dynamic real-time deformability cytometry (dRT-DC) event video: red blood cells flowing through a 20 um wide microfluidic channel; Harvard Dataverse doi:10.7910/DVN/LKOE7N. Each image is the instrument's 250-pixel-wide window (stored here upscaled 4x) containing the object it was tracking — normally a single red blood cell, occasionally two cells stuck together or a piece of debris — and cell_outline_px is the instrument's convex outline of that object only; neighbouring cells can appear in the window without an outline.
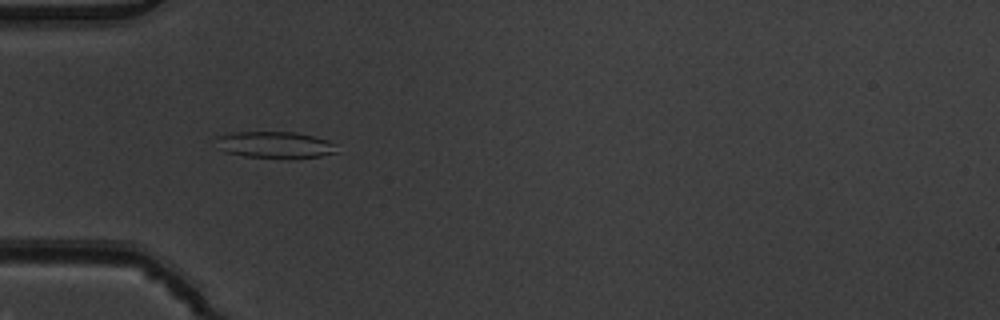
{"species": "common noctule bat (a hibernating species)", "species_latin": "Nyctalus noctula", "temperature_condition": "warm", "stored_images_in_passage": 5, "camera_frame_rate_fps": 3000, "um_per_image_px": 0.085, "animal": {"sex": "male", "body_mass_g": 19.5, "forearm_length_mm": 54.6}, "frame": {"image": 1, "passage_image": 4, "time_ms": 1.0, "image_size_px": [1000, 320], "cell_outline_px": [[336, 152], [320, 156], [244, 156], [224, 152], [216, 148], [216, 136], [232, 132], [296, 132], [328, 140], [336, 144]], "centroid_in_image_um": [23.28, 12.27], "position_along_channel_um": 61.7, "area_um2": 18.21}}